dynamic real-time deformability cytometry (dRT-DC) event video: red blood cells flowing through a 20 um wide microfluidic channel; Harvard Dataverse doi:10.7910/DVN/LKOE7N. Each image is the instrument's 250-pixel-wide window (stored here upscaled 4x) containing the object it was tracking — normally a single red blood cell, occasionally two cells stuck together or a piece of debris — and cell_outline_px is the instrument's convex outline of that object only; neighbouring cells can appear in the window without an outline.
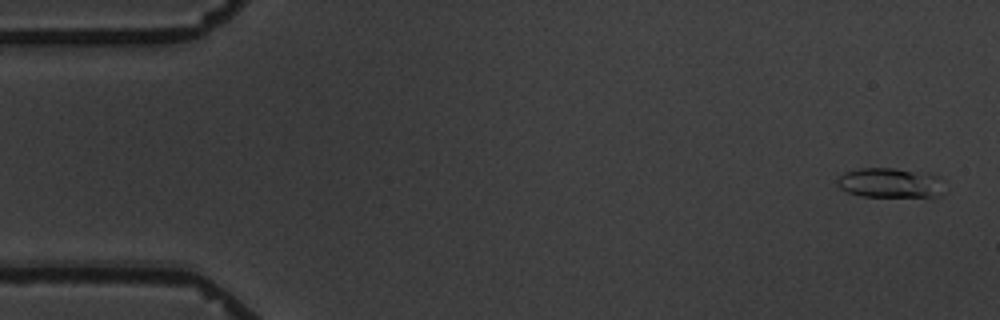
{"species": "common noctule bat (a hibernating species)", "species_latin": "Nyctalus noctula", "temperature_condition": "warm", "stored_images_in_passage": 10, "camera_frame_rate_fps": 3000, "um_per_image_px": 0.085, "animal": {"sex": "male", "body_mass_g": 19.5, "forearm_length_mm": 54.6}, "frame": {"image": 1, "passage_image": 1, "time_ms": 0.0, "image_size_px": [1000, 320], "cell_outline_px": [[940, 196], [864, 196], [848, 192], [840, 188], [836, 184], [836, 180], [844, 172], [860, 168], [892, 168], [936, 176]], "centroid_in_image_um": [75.48, 15.54], "position_along_channel_um": 9.5, "area_um2": 17.69}}
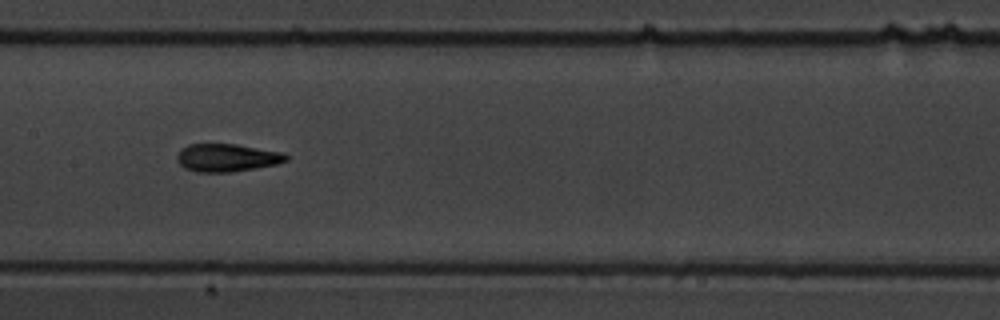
{"frame": {"image": 2, "passage_image": 7, "time_ms": 8.667, "image_size_px": [1000, 320], "cell_outline_px": [[288, 160], [276, 164], [256, 168], [232, 172], [196, 172], [184, 168], [176, 160], [176, 156], [180, 148], [188, 144], [236, 144], [284, 152], [288, 156]], "centroid_in_image_um": [19.27, 13.4], "position_along_channel_um": 188.1, "area_um2": 17.92}}
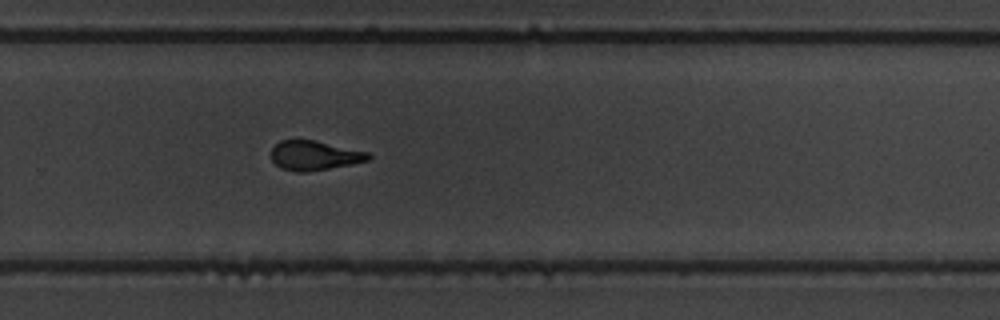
{"frame": {"image": 3, "passage_image": 10, "time_ms": 12.0, "image_size_px": [1000, 320], "cell_outline_px": [[372, 156], [368, 160], [352, 164], [304, 172], [296, 172], [280, 168], [272, 160], [272, 148], [280, 140], [316, 140], [368, 152]], "centroid_in_image_um": [26.72, 13.21], "position_along_channel_um": 303.1, "area_um2": 16.59}}